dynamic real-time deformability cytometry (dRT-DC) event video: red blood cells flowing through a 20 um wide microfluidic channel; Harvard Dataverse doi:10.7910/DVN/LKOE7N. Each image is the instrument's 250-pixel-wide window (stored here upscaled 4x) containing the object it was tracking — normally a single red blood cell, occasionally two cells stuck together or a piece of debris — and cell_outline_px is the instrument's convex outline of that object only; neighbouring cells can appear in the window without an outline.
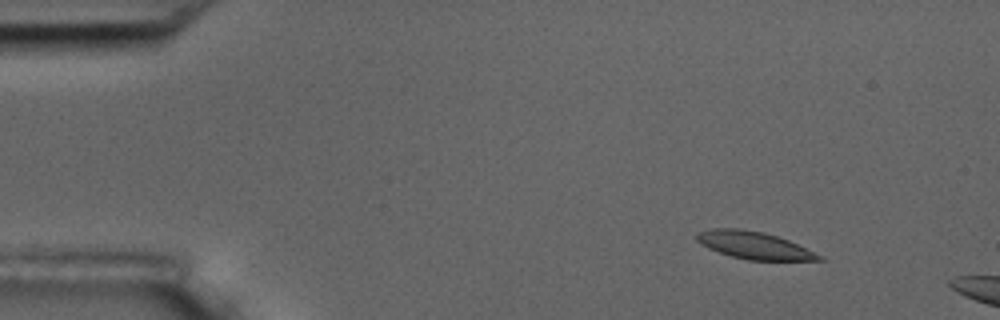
{"species": "common noctule bat (a hibernating species)", "species_latin": "Nyctalus noctula", "temperature_condition": "room temperature", "stored_images_in_passage": 4, "camera_frame_rate_fps": 3000, "um_per_image_px": 0.085, "animal": {"sex": "male", "body_mass_g": 17.5, "forearm_length_mm": 52.3}, "frame": {"image": 1, "passage_image": 2, "time_ms": 1.0, "image_size_px": [1000, 320], "cell_outline_px": [[824, 260], [748, 260], [732, 256], [708, 248], [700, 244], [696, 240], [696, 232], [712, 228], [740, 228], [764, 232], [788, 240], [824, 256]], "centroid_in_image_um": [64.07, 20.84], "position_along_channel_um": 20.9, "area_um2": 19.48}}